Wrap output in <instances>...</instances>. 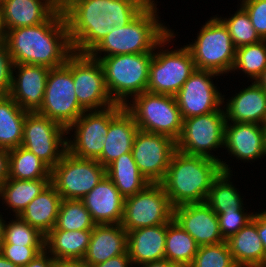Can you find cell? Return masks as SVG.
<instances>
[{
	"mask_svg": "<svg viewBox=\"0 0 266 267\" xmlns=\"http://www.w3.org/2000/svg\"><path fill=\"white\" fill-rule=\"evenodd\" d=\"M152 0H61L73 52L88 54L112 29L132 21Z\"/></svg>",
	"mask_w": 266,
	"mask_h": 267,
	"instance_id": "obj_1",
	"label": "cell"
},
{
	"mask_svg": "<svg viewBox=\"0 0 266 267\" xmlns=\"http://www.w3.org/2000/svg\"><path fill=\"white\" fill-rule=\"evenodd\" d=\"M4 44L13 64L49 69L64 65L73 53L61 6L41 24L6 31Z\"/></svg>",
	"mask_w": 266,
	"mask_h": 267,
	"instance_id": "obj_2",
	"label": "cell"
},
{
	"mask_svg": "<svg viewBox=\"0 0 266 267\" xmlns=\"http://www.w3.org/2000/svg\"><path fill=\"white\" fill-rule=\"evenodd\" d=\"M90 267H133V265L128 254H122Z\"/></svg>",
	"mask_w": 266,
	"mask_h": 267,
	"instance_id": "obj_45",
	"label": "cell"
},
{
	"mask_svg": "<svg viewBox=\"0 0 266 267\" xmlns=\"http://www.w3.org/2000/svg\"><path fill=\"white\" fill-rule=\"evenodd\" d=\"M134 117L138 130L179 138L183 118L173 95L143 92L124 106Z\"/></svg>",
	"mask_w": 266,
	"mask_h": 267,
	"instance_id": "obj_9",
	"label": "cell"
},
{
	"mask_svg": "<svg viewBox=\"0 0 266 267\" xmlns=\"http://www.w3.org/2000/svg\"><path fill=\"white\" fill-rule=\"evenodd\" d=\"M44 246L1 244L0 253L13 264L23 267L44 250Z\"/></svg>",
	"mask_w": 266,
	"mask_h": 267,
	"instance_id": "obj_42",
	"label": "cell"
},
{
	"mask_svg": "<svg viewBox=\"0 0 266 267\" xmlns=\"http://www.w3.org/2000/svg\"><path fill=\"white\" fill-rule=\"evenodd\" d=\"M2 214H4V213L0 212V246H1V243H2L3 238H4V226H5V222H6V220L4 219Z\"/></svg>",
	"mask_w": 266,
	"mask_h": 267,
	"instance_id": "obj_54",
	"label": "cell"
},
{
	"mask_svg": "<svg viewBox=\"0 0 266 267\" xmlns=\"http://www.w3.org/2000/svg\"><path fill=\"white\" fill-rule=\"evenodd\" d=\"M81 201L96 224H121L125 198L107 175Z\"/></svg>",
	"mask_w": 266,
	"mask_h": 267,
	"instance_id": "obj_21",
	"label": "cell"
},
{
	"mask_svg": "<svg viewBox=\"0 0 266 267\" xmlns=\"http://www.w3.org/2000/svg\"><path fill=\"white\" fill-rule=\"evenodd\" d=\"M9 178L51 179V168L34 153L18 146L9 150Z\"/></svg>",
	"mask_w": 266,
	"mask_h": 267,
	"instance_id": "obj_35",
	"label": "cell"
},
{
	"mask_svg": "<svg viewBox=\"0 0 266 267\" xmlns=\"http://www.w3.org/2000/svg\"><path fill=\"white\" fill-rule=\"evenodd\" d=\"M174 32L171 30L153 52L147 92L174 96L197 70L191 53L185 45L176 49L170 47V42L172 43L176 38Z\"/></svg>",
	"mask_w": 266,
	"mask_h": 267,
	"instance_id": "obj_6",
	"label": "cell"
},
{
	"mask_svg": "<svg viewBox=\"0 0 266 267\" xmlns=\"http://www.w3.org/2000/svg\"><path fill=\"white\" fill-rule=\"evenodd\" d=\"M84 112L76 98L71 54L64 65L49 70L43 103L37 113L67 129Z\"/></svg>",
	"mask_w": 266,
	"mask_h": 267,
	"instance_id": "obj_10",
	"label": "cell"
},
{
	"mask_svg": "<svg viewBox=\"0 0 266 267\" xmlns=\"http://www.w3.org/2000/svg\"><path fill=\"white\" fill-rule=\"evenodd\" d=\"M189 267H237L227 243L199 246Z\"/></svg>",
	"mask_w": 266,
	"mask_h": 267,
	"instance_id": "obj_40",
	"label": "cell"
},
{
	"mask_svg": "<svg viewBox=\"0 0 266 267\" xmlns=\"http://www.w3.org/2000/svg\"><path fill=\"white\" fill-rule=\"evenodd\" d=\"M106 175L124 198L144 190L150 184L138 169L131 152L110 163L106 167Z\"/></svg>",
	"mask_w": 266,
	"mask_h": 267,
	"instance_id": "obj_30",
	"label": "cell"
},
{
	"mask_svg": "<svg viewBox=\"0 0 266 267\" xmlns=\"http://www.w3.org/2000/svg\"><path fill=\"white\" fill-rule=\"evenodd\" d=\"M264 144L265 128L263 125L226 122L224 149L230 157L244 163L262 159L265 157Z\"/></svg>",
	"mask_w": 266,
	"mask_h": 267,
	"instance_id": "obj_20",
	"label": "cell"
},
{
	"mask_svg": "<svg viewBox=\"0 0 266 267\" xmlns=\"http://www.w3.org/2000/svg\"><path fill=\"white\" fill-rule=\"evenodd\" d=\"M127 253V232L121 224H96L92 229L84 261L97 265Z\"/></svg>",
	"mask_w": 266,
	"mask_h": 267,
	"instance_id": "obj_24",
	"label": "cell"
},
{
	"mask_svg": "<svg viewBox=\"0 0 266 267\" xmlns=\"http://www.w3.org/2000/svg\"><path fill=\"white\" fill-rule=\"evenodd\" d=\"M60 6L61 0H2L5 30L41 24Z\"/></svg>",
	"mask_w": 266,
	"mask_h": 267,
	"instance_id": "obj_23",
	"label": "cell"
},
{
	"mask_svg": "<svg viewBox=\"0 0 266 267\" xmlns=\"http://www.w3.org/2000/svg\"><path fill=\"white\" fill-rule=\"evenodd\" d=\"M173 219L188 232L198 246L224 242L217 214L206 203H188L173 208Z\"/></svg>",
	"mask_w": 266,
	"mask_h": 267,
	"instance_id": "obj_19",
	"label": "cell"
},
{
	"mask_svg": "<svg viewBox=\"0 0 266 267\" xmlns=\"http://www.w3.org/2000/svg\"><path fill=\"white\" fill-rule=\"evenodd\" d=\"M61 201L60 194L49 183L19 217L46 236L55 226Z\"/></svg>",
	"mask_w": 266,
	"mask_h": 267,
	"instance_id": "obj_28",
	"label": "cell"
},
{
	"mask_svg": "<svg viewBox=\"0 0 266 267\" xmlns=\"http://www.w3.org/2000/svg\"><path fill=\"white\" fill-rule=\"evenodd\" d=\"M247 211L248 210L215 212L218 217L219 229L224 240L235 235L253 219L255 212Z\"/></svg>",
	"mask_w": 266,
	"mask_h": 267,
	"instance_id": "obj_41",
	"label": "cell"
},
{
	"mask_svg": "<svg viewBox=\"0 0 266 267\" xmlns=\"http://www.w3.org/2000/svg\"><path fill=\"white\" fill-rule=\"evenodd\" d=\"M27 113L9 95H0V148L21 146Z\"/></svg>",
	"mask_w": 266,
	"mask_h": 267,
	"instance_id": "obj_32",
	"label": "cell"
},
{
	"mask_svg": "<svg viewBox=\"0 0 266 267\" xmlns=\"http://www.w3.org/2000/svg\"><path fill=\"white\" fill-rule=\"evenodd\" d=\"M12 60L4 41L0 42V95H8L11 88Z\"/></svg>",
	"mask_w": 266,
	"mask_h": 267,
	"instance_id": "obj_44",
	"label": "cell"
},
{
	"mask_svg": "<svg viewBox=\"0 0 266 267\" xmlns=\"http://www.w3.org/2000/svg\"><path fill=\"white\" fill-rule=\"evenodd\" d=\"M155 2L152 0L127 25L112 29L88 54L100 60L114 55L154 52L172 30L159 20L158 1Z\"/></svg>",
	"mask_w": 266,
	"mask_h": 267,
	"instance_id": "obj_4",
	"label": "cell"
},
{
	"mask_svg": "<svg viewBox=\"0 0 266 267\" xmlns=\"http://www.w3.org/2000/svg\"><path fill=\"white\" fill-rule=\"evenodd\" d=\"M264 153H265V156H266V129H265V144H264Z\"/></svg>",
	"mask_w": 266,
	"mask_h": 267,
	"instance_id": "obj_55",
	"label": "cell"
},
{
	"mask_svg": "<svg viewBox=\"0 0 266 267\" xmlns=\"http://www.w3.org/2000/svg\"><path fill=\"white\" fill-rule=\"evenodd\" d=\"M255 82L266 91V68Z\"/></svg>",
	"mask_w": 266,
	"mask_h": 267,
	"instance_id": "obj_52",
	"label": "cell"
},
{
	"mask_svg": "<svg viewBox=\"0 0 266 267\" xmlns=\"http://www.w3.org/2000/svg\"><path fill=\"white\" fill-rule=\"evenodd\" d=\"M0 267H19L13 264L11 261L7 260L1 253H0Z\"/></svg>",
	"mask_w": 266,
	"mask_h": 267,
	"instance_id": "obj_53",
	"label": "cell"
},
{
	"mask_svg": "<svg viewBox=\"0 0 266 267\" xmlns=\"http://www.w3.org/2000/svg\"><path fill=\"white\" fill-rule=\"evenodd\" d=\"M246 87L240 89L238 93L235 92L236 94L229 99L223 95L222 106L226 122L263 125L266 119V91L256 82Z\"/></svg>",
	"mask_w": 266,
	"mask_h": 267,
	"instance_id": "obj_22",
	"label": "cell"
},
{
	"mask_svg": "<svg viewBox=\"0 0 266 267\" xmlns=\"http://www.w3.org/2000/svg\"><path fill=\"white\" fill-rule=\"evenodd\" d=\"M152 57L153 52L101 57L105 84L116 104L125 106L131 98L147 91Z\"/></svg>",
	"mask_w": 266,
	"mask_h": 267,
	"instance_id": "obj_5",
	"label": "cell"
},
{
	"mask_svg": "<svg viewBox=\"0 0 266 267\" xmlns=\"http://www.w3.org/2000/svg\"><path fill=\"white\" fill-rule=\"evenodd\" d=\"M45 236L35 227L14 216L5 222L4 238L1 244H14L19 246H44Z\"/></svg>",
	"mask_w": 266,
	"mask_h": 267,
	"instance_id": "obj_39",
	"label": "cell"
},
{
	"mask_svg": "<svg viewBox=\"0 0 266 267\" xmlns=\"http://www.w3.org/2000/svg\"><path fill=\"white\" fill-rule=\"evenodd\" d=\"M9 178V150L0 148V189Z\"/></svg>",
	"mask_w": 266,
	"mask_h": 267,
	"instance_id": "obj_47",
	"label": "cell"
},
{
	"mask_svg": "<svg viewBox=\"0 0 266 267\" xmlns=\"http://www.w3.org/2000/svg\"><path fill=\"white\" fill-rule=\"evenodd\" d=\"M167 224L127 232V253L133 267L165 259Z\"/></svg>",
	"mask_w": 266,
	"mask_h": 267,
	"instance_id": "obj_25",
	"label": "cell"
},
{
	"mask_svg": "<svg viewBox=\"0 0 266 267\" xmlns=\"http://www.w3.org/2000/svg\"><path fill=\"white\" fill-rule=\"evenodd\" d=\"M200 28L196 40L185 45L191 53L196 69L211 71L220 76L231 73L236 48L227 27L215 15Z\"/></svg>",
	"mask_w": 266,
	"mask_h": 267,
	"instance_id": "obj_7",
	"label": "cell"
},
{
	"mask_svg": "<svg viewBox=\"0 0 266 267\" xmlns=\"http://www.w3.org/2000/svg\"><path fill=\"white\" fill-rule=\"evenodd\" d=\"M266 68V40L236 49L231 73L241 72L255 82ZM236 71V72H235Z\"/></svg>",
	"mask_w": 266,
	"mask_h": 267,
	"instance_id": "obj_36",
	"label": "cell"
},
{
	"mask_svg": "<svg viewBox=\"0 0 266 267\" xmlns=\"http://www.w3.org/2000/svg\"><path fill=\"white\" fill-rule=\"evenodd\" d=\"M5 33H6V30H5L4 23H3L2 8L0 6V42L4 41Z\"/></svg>",
	"mask_w": 266,
	"mask_h": 267,
	"instance_id": "obj_51",
	"label": "cell"
},
{
	"mask_svg": "<svg viewBox=\"0 0 266 267\" xmlns=\"http://www.w3.org/2000/svg\"><path fill=\"white\" fill-rule=\"evenodd\" d=\"M106 175V168L95 159H81L68 151L51 169L50 183L62 199L81 200Z\"/></svg>",
	"mask_w": 266,
	"mask_h": 267,
	"instance_id": "obj_12",
	"label": "cell"
},
{
	"mask_svg": "<svg viewBox=\"0 0 266 267\" xmlns=\"http://www.w3.org/2000/svg\"><path fill=\"white\" fill-rule=\"evenodd\" d=\"M260 213L257 212V233L262 241L266 254V209H261Z\"/></svg>",
	"mask_w": 266,
	"mask_h": 267,
	"instance_id": "obj_48",
	"label": "cell"
},
{
	"mask_svg": "<svg viewBox=\"0 0 266 267\" xmlns=\"http://www.w3.org/2000/svg\"><path fill=\"white\" fill-rule=\"evenodd\" d=\"M64 126L37 112H28L23 125L21 146L34 153L51 169L67 152Z\"/></svg>",
	"mask_w": 266,
	"mask_h": 267,
	"instance_id": "obj_14",
	"label": "cell"
},
{
	"mask_svg": "<svg viewBox=\"0 0 266 267\" xmlns=\"http://www.w3.org/2000/svg\"><path fill=\"white\" fill-rule=\"evenodd\" d=\"M95 225L90 212L81 200L62 199L52 230H92Z\"/></svg>",
	"mask_w": 266,
	"mask_h": 267,
	"instance_id": "obj_37",
	"label": "cell"
},
{
	"mask_svg": "<svg viewBox=\"0 0 266 267\" xmlns=\"http://www.w3.org/2000/svg\"><path fill=\"white\" fill-rule=\"evenodd\" d=\"M137 266L138 267H178L177 265L172 264L166 259L161 260V261L148 262V263H144V264L137 265Z\"/></svg>",
	"mask_w": 266,
	"mask_h": 267,
	"instance_id": "obj_50",
	"label": "cell"
},
{
	"mask_svg": "<svg viewBox=\"0 0 266 267\" xmlns=\"http://www.w3.org/2000/svg\"><path fill=\"white\" fill-rule=\"evenodd\" d=\"M228 18L217 16L227 27L231 36L234 47L237 49L241 46L255 44L262 39L253 27L247 12L238 5L234 14L229 13Z\"/></svg>",
	"mask_w": 266,
	"mask_h": 267,
	"instance_id": "obj_38",
	"label": "cell"
},
{
	"mask_svg": "<svg viewBox=\"0 0 266 267\" xmlns=\"http://www.w3.org/2000/svg\"><path fill=\"white\" fill-rule=\"evenodd\" d=\"M263 127L266 129V119H265V122L263 124Z\"/></svg>",
	"mask_w": 266,
	"mask_h": 267,
	"instance_id": "obj_56",
	"label": "cell"
},
{
	"mask_svg": "<svg viewBox=\"0 0 266 267\" xmlns=\"http://www.w3.org/2000/svg\"><path fill=\"white\" fill-rule=\"evenodd\" d=\"M54 258L44 249L32 261L23 267H53Z\"/></svg>",
	"mask_w": 266,
	"mask_h": 267,
	"instance_id": "obj_46",
	"label": "cell"
},
{
	"mask_svg": "<svg viewBox=\"0 0 266 267\" xmlns=\"http://www.w3.org/2000/svg\"><path fill=\"white\" fill-rule=\"evenodd\" d=\"M92 230H51L44 240L45 250L55 259H83Z\"/></svg>",
	"mask_w": 266,
	"mask_h": 267,
	"instance_id": "obj_29",
	"label": "cell"
},
{
	"mask_svg": "<svg viewBox=\"0 0 266 267\" xmlns=\"http://www.w3.org/2000/svg\"><path fill=\"white\" fill-rule=\"evenodd\" d=\"M53 267H90L84 259H55Z\"/></svg>",
	"mask_w": 266,
	"mask_h": 267,
	"instance_id": "obj_49",
	"label": "cell"
},
{
	"mask_svg": "<svg viewBox=\"0 0 266 267\" xmlns=\"http://www.w3.org/2000/svg\"><path fill=\"white\" fill-rule=\"evenodd\" d=\"M173 206L160 183L125 198L121 226L126 232L167 224L173 219Z\"/></svg>",
	"mask_w": 266,
	"mask_h": 267,
	"instance_id": "obj_13",
	"label": "cell"
},
{
	"mask_svg": "<svg viewBox=\"0 0 266 267\" xmlns=\"http://www.w3.org/2000/svg\"><path fill=\"white\" fill-rule=\"evenodd\" d=\"M217 76L220 75L197 69L174 95L183 119L208 114L222 107L223 94L213 81Z\"/></svg>",
	"mask_w": 266,
	"mask_h": 267,
	"instance_id": "obj_17",
	"label": "cell"
},
{
	"mask_svg": "<svg viewBox=\"0 0 266 267\" xmlns=\"http://www.w3.org/2000/svg\"><path fill=\"white\" fill-rule=\"evenodd\" d=\"M254 29L262 40H266V0H240Z\"/></svg>",
	"mask_w": 266,
	"mask_h": 267,
	"instance_id": "obj_43",
	"label": "cell"
},
{
	"mask_svg": "<svg viewBox=\"0 0 266 267\" xmlns=\"http://www.w3.org/2000/svg\"><path fill=\"white\" fill-rule=\"evenodd\" d=\"M50 183V179L18 180L8 178L0 189V201L12 216H19L27 205ZM10 210L12 212H10Z\"/></svg>",
	"mask_w": 266,
	"mask_h": 267,
	"instance_id": "obj_31",
	"label": "cell"
},
{
	"mask_svg": "<svg viewBox=\"0 0 266 267\" xmlns=\"http://www.w3.org/2000/svg\"><path fill=\"white\" fill-rule=\"evenodd\" d=\"M198 245L174 219L167 223L165 259L178 267H189L195 258Z\"/></svg>",
	"mask_w": 266,
	"mask_h": 267,
	"instance_id": "obj_33",
	"label": "cell"
},
{
	"mask_svg": "<svg viewBox=\"0 0 266 267\" xmlns=\"http://www.w3.org/2000/svg\"><path fill=\"white\" fill-rule=\"evenodd\" d=\"M220 162L176 150L160 183L173 207L205 202L213 181L221 174Z\"/></svg>",
	"mask_w": 266,
	"mask_h": 267,
	"instance_id": "obj_3",
	"label": "cell"
},
{
	"mask_svg": "<svg viewBox=\"0 0 266 267\" xmlns=\"http://www.w3.org/2000/svg\"><path fill=\"white\" fill-rule=\"evenodd\" d=\"M237 267H266V254L257 233V212L235 235L225 240Z\"/></svg>",
	"mask_w": 266,
	"mask_h": 267,
	"instance_id": "obj_27",
	"label": "cell"
},
{
	"mask_svg": "<svg viewBox=\"0 0 266 267\" xmlns=\"http://www.w3.org/2000/svg\"><path fill=\"white\" fill-rule=\"evenodd\" d=\"M226 118L223 106L214 112L183 119L182 131L176 141L177 150L220 162L223 172L232 173L230 164L212 152L224 149ZM228 163V164H227Z\"/></svg>",
	"mask_w": 266,
	"mask_h": 267,
	"instance_id": "obj_8",
	"label": "cell"
},
{
	"mask_svg": "<svg viewBox=\"0 0 266 267\" xmlns=\"http://www.w3.org/2000/svg\"><path fill=\"white\" fill-rule=\"evenodd\" d=\"M49 70L34 64H13L8 95L23 110L37 112L43 103Z\"/></svg>",
	"mask_w": 266,
	"mask_h": 267,
	"instance_id": "obj_18",
	"label": "cell"
},
{
	"mask_svg": "<svg viewBox=\"0 0 266 267\" xmlns=\"http://www.w3.org/2000/svg\"><path fill=\"white\" fill-rule=\"evenodd\" d=\"M176 150L173 138L138 130L131 153L138 169L149 183H161Z\"/></svg>",
	"mask_w": 266,
	"mask_h": 267,
	"instance_id": "obj_16",
	"label": "cell"
},
{
	"mask_svg": "<svg viewBox=\"0 0 266 267\" xmlns=\"http://www.w3.org/2000/svg\"><path fill=\"white\" fill-rule=\"evenodd\" d=\"M232 176L233 173L222 171L213 181L205 202L214 212L246 210L243 204L244 196H241L243 194L234 186Z\"/></svg>",
	"mask_w": 266,
	"mask_h": 267,
	"instance_id": "obj_34",
	"label": "cell"
},
{
	"mask_svg": "<svg viewBox=\"0 0 266 267\" xmlns=\"http://www.w3.org/2000/svg\"><path fill=\"white\" fill-rule=\"evenodd\" d=\"M72 78L76 98L85 111L103 110L116 104L107 90L99 60L89 54L72 53Z\"/></svg>",
	"mask_w": 266,
	"mask_h": 267,
	"instance_id": "obj_15",
	"label": "cell"
},
{
	"mask_svg": "<svg viewBox=\"0 0 266 267\" xmlns=\"http://www.w3.org/2000/svg\"><path fill=\"white\" fill-rule=\"evenodd\" d=\"M123 107L115 104L103 110L85 111L66 129L67 135L74 132L67 139V151L77 158L97 160L102 155L110 121Z\"/></svg>",
	"mask_w": 266,
	"mask_h": 267,
	"instance_id": "obj_11",
	"label": "cell"
},
{
	"mask_svg": "<svg viewBox=\"0 0 266 267\" xmlns=\"http://www.w3.org/2000/svg\"><path fill=\"white\" fill-rule=\"evenodd\" d=\"M137 131L133 115L123 107L110 121L105 146L97 161L106 168L121 155L131 152Z\"/></svg>",
	"mask_w": 266,
	"mask_h": 267,
	"instance_id": "obj_26",
	"label": "cell"
}]
</instances>
